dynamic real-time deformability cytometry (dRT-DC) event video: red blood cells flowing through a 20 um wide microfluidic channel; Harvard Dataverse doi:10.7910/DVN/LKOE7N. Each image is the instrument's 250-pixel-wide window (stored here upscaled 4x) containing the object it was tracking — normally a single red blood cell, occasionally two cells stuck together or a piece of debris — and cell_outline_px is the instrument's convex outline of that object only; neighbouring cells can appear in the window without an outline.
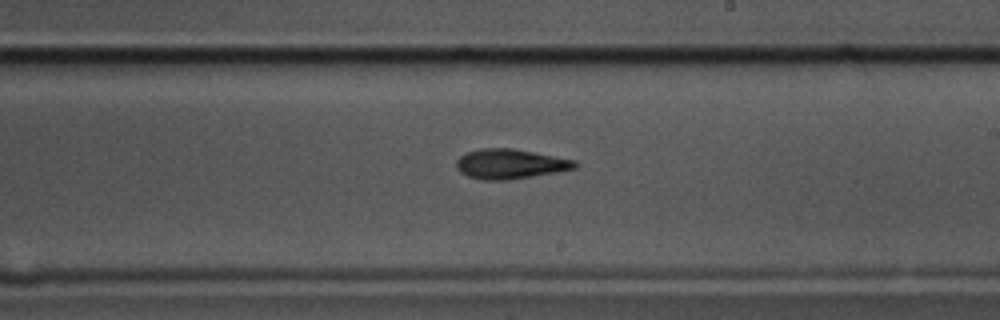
{"species": "common noctule bat (a hibernating species)", "species_latin": "Nyctalus noctula", "temperature_condition": "cold", "stored_images_in_passage": 43, "camera_frame_rate_fps": 3000, "um_per_image_px": 0.085, "animal": {"sex": "male", "body_mass_g": 17.5, "forearm_length_mm": 52.3}, "frame": {"image": 1, "passage_image": 19, "time_ms": 6.0, "image_size_px": [1000, 320], "cell_outline_px": [[576, 168], [556, 172], [508, 180], [480, 180], [468, 176], [460, 172], [456, 168], [456, 160], [460, 156], [468, 152], [480, 148], [512, 148], [576, 160]], "centroid_in_image_um": [43.33, 13.94], "position_along_channel_um": 245.7, "area_um2": 20.52}}
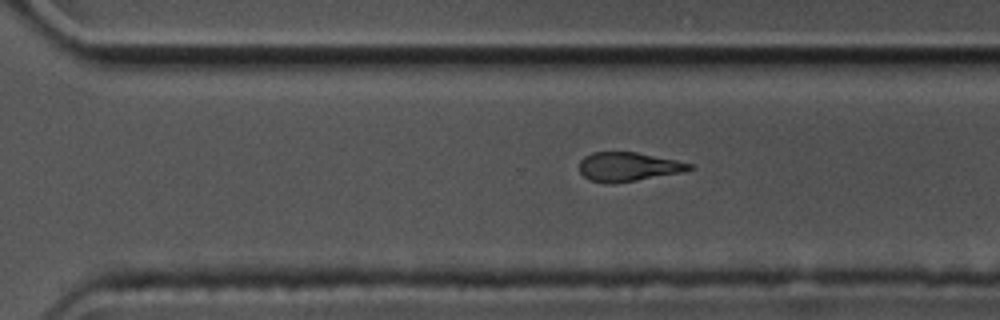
{"frame": {"image": 2, "passage_image": 25, "time_ms": 8.0, "image_size_px": [1000, 320], "cell_outline_px": [[696, 168], [684, 172], [636, 180], [588, 180], [580, 172], [580, 160], [584, 156], [592, 152], [636, 152], [676, 160], [692, 164]], "centroid_in_image_um": [53.46, 14.13], "position_along_channel_um": 317.1, "area_um2": 17.98}}
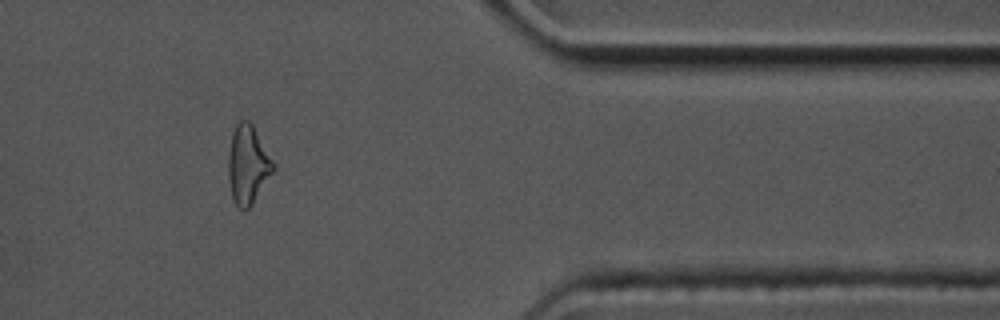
{"frame": {"image": 3, "passage_image": 33, "time_ms": 10.667, "image_size_px": [1000, 320], "cell_outline_px": [[276, 168], [252, 204], [244, 212], [236, 204], [232, 196], [228, 180], [228, 152], [232, 132], [236, 124], [240, 120], [248, 120], [252, 124], [276, 164]], "centroid_in_image_um": [21.07, 13.99], "position_along_channel_um": 390.3, "area_um2": 20.75}, "authors_computed_cell_mechanics": {"area_um2": 20.4612, "velocity_mm_per_s": 3.5825, "shape_relaxation_time_tau1_ms": 3.2852, "shape_relaxation_time_tau2_ms": 5.9162, "deformation_change_tau1": 0.1335, "deformation_change_tau2": 0.1676}}